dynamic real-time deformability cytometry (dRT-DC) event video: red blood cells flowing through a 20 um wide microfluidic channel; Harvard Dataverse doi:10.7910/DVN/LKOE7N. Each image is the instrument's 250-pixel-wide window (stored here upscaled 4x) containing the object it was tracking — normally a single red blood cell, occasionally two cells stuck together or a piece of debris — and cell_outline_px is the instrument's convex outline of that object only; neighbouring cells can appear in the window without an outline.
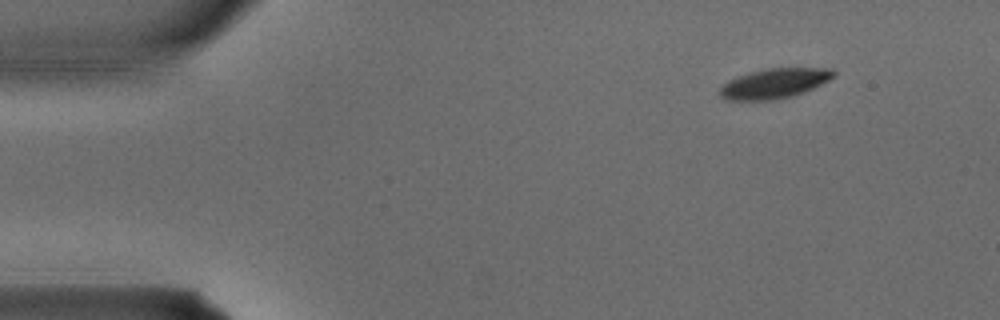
{"species": "common noctule bat (a hibernating species)", "species_latin": "Nyctalus noctula", "temperature_condition": "warm", "stored_images_in_passage": 2, "camera_frame_rate_fps": 3000, "um_per_image_px": 0.085, "animal": {"sex": "male", "body_mass_g": 15.6}, "frame": {"image": 1, "passage_image": 1, "time_ms": 0.0, "image_size_px": [1000, 320], "cell_outline_px": [[836, 76], [804, 92], [792, 96], [772, 100], [724, 100], [720, 96], [720, 88], [728, 80], [752, 72], [768, 68], [832, 68], [836, 72]], "centroid_in_image_um": [65.84, 7.09], "position_along_channel_um": 19.2, "area_um2": 19.65}}